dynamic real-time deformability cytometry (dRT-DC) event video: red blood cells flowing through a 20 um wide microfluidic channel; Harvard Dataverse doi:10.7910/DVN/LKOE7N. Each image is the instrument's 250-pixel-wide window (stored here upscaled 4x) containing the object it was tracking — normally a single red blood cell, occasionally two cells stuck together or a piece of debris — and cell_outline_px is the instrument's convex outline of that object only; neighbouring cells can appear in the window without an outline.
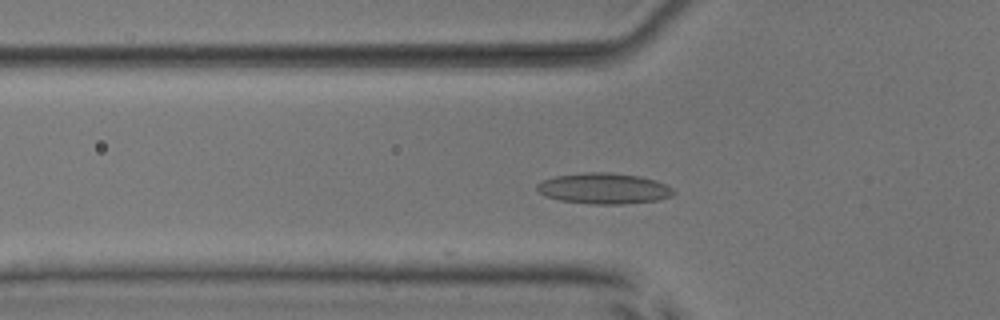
{"species": "common noctule bat (a hibernating species)", "species_latin": "Nyctalus noctula", "temperature_condition": "room temperature", "stored_images_in_passage": 48, "camera_frame_rate_fps": 3000, "um_per_image_px": 0.085, "animal": {"sex": "male", "body_mass_g": 17.9, "forearm_length_mm": 54.2}, "frame": {"image": 1, "passage_image": 14, "time_ms": 4.333, "image_size_px": [1000, 320], "cell_outline_px": [[676, 192], [672, 196], [656, 200], [624, 204], [592, 204], [560, 200], [544, 196], [536, 188], [536, 184], [544, 180], [556, 176], [584, 172], [612, 172], [640, 176], [656, 180], [668, 184]], "centroid_in_image_um": [51.36, 16.01], "position_along_channel_um": 74.4, "area_um2": 24.68}}
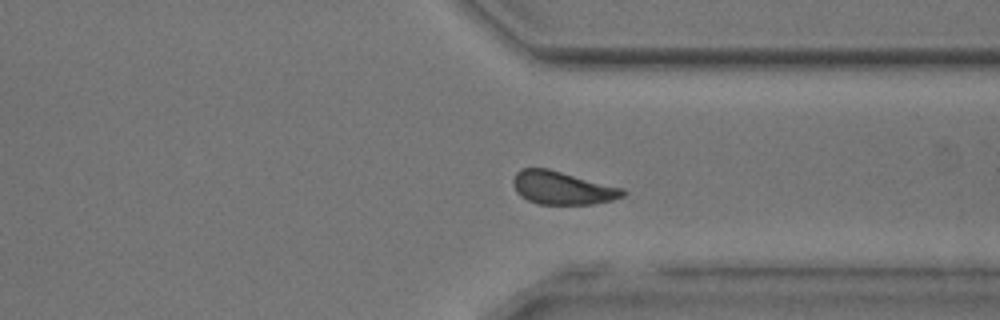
{"frame": {"image": 2, "passage_image": 36, "time_ms": 11.667, "image_size_px": [1000, 320], "cell_outline_px": [[628, 192], [624, 196], [612, 200], [592, 204], [540, 204], [528, 200], [520, 196], [516, 192], [512, 184], [512, 180], [516, 172], [520, 168], [548, 168], [624, 188]], "centroid_in_image_um": [47.79, 15.96], "position_along_channel_um": 363.6, "area_um2": 21.39}}
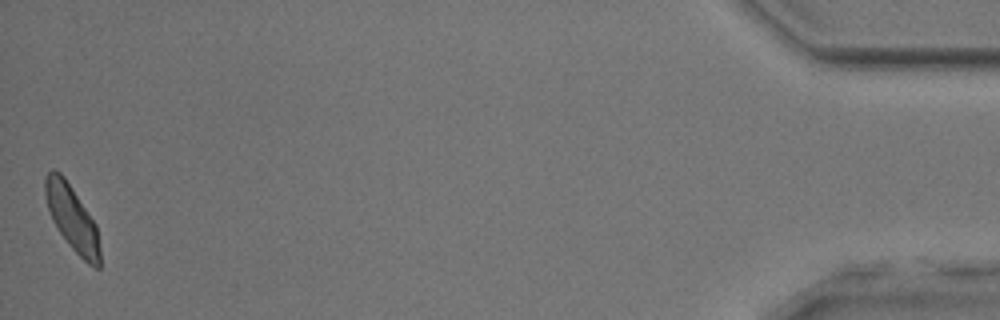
{"frame": {"image": 3, "passage_image": 48, "time_ms": 15.667, "image_size_px": [1000, 320], "cell_outline_px": [[100, 268], [96, 268], [88, 264], [68, 244], [52, 220], [48, 208], [44, 192], [44, 180], [48, 172], [52, 168], [60, 172], [64, 176], [96, 224], [100, 248]], "centroid_in_image_um": [6.12, 18.53], "position_along_channel_um": 429.1, "area_um2": 20.69}, "authors_computed_cell_mechanics": {"area_um2": 21.7906, "velocity_mm_per_s": 3.9363, "shape_relaxation_time_tau1_ms": 6.3427, "shape_relaxation_time_tau2_ms": 2.1257, "deformation_change_tau1": 0.1305, "deformation_change_tau2": 0.0885}}